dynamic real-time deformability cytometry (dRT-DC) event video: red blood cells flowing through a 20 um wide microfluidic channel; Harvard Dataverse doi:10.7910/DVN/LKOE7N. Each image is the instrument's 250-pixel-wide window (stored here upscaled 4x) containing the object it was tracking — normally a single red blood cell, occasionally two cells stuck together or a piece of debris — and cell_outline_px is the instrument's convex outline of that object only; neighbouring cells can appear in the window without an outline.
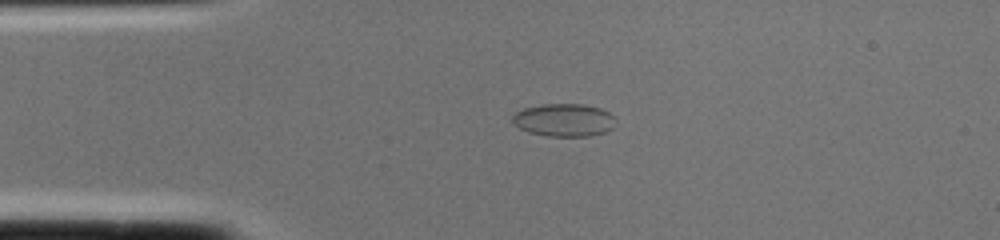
{"species": "common noctule bat (a hibernating species)", "species_latin": "Nyctalus noctula", "temperature_condition": "cold", "stored_images_in_passage": 1, "camera_frame_rate_fps": 3000, "um_per_image_px": 0.085, "animal": {"sex": "female", "body_mass_g": 22.0, "forearm_length_mm": 56.7}, "frame": {"image": 1, "passage_image": 1, "time_ms": 0.0, "image_size_px": [1000, 240], "cell_outline_px": [[612, 128], [604, 132], [588, 136], [548, 136], [528, 132], [512, 124], [512, 116], [516, 112], [524, 108], [540, 104], [584, 104], [600, 108], [608, 112], [612, 116]], "centroid_in_image_um": [47.87, 10.2], "position_along_channel_um": 37.1, "area_um2": 19.59}}